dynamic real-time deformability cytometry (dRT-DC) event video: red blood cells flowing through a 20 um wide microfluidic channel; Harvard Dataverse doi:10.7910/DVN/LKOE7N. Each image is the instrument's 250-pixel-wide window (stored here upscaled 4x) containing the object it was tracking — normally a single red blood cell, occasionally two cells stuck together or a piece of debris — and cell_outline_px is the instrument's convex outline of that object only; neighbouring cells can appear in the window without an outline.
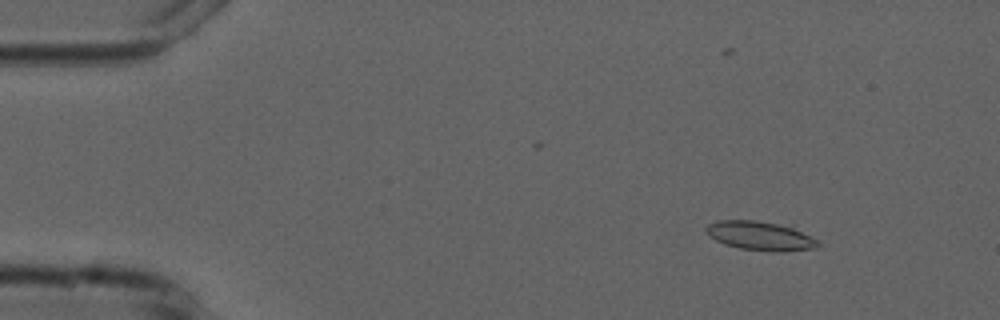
{"species": "common noctule bat (a hibernating species)", "species_latin": "Nyctalus noctula", "temperature_condition": "cold", "stored_images_in_passage": 13, "camera_frame_rate_fps": 3000, "um_per_image_px": 0.085, "animal": {"sex": "male", "forearm_length_mm": 52.5}, "frame": {"image": 1, "passage_image": 1, "time_ms": 0.0, "image_size_px": [1000, 320], "cell_outline_px": [[820, 244], [816, 248], [784, 252], [772, 252], [740, 248], [724, 244], [708, 236], [704, 228], [708, 224], [716, 220], [752, 220], [792, 224], [816, 240]], "centroid_in_image_um": [64.65, 20.03], "position_along_channel_um": 20.4, "area_um2": 19.48}}
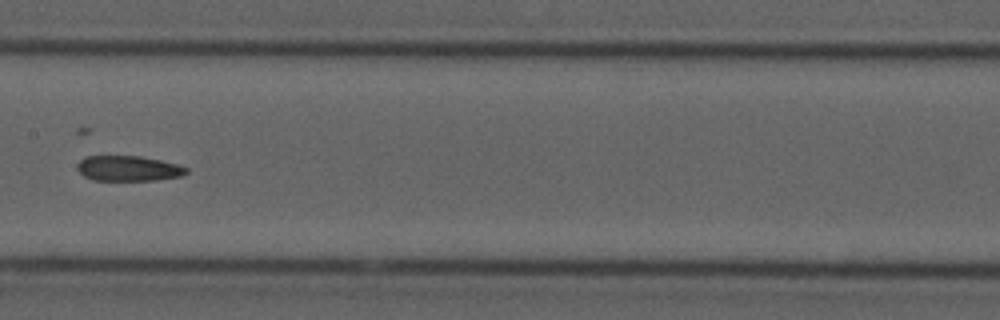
{"frame": {"image": 2, "passage_image": 6, "time_ms": 7.0, "image_size_px": [1000, 320], "cell_outline_px": [[188, 172], [180, 176], [152, 180], [92, 180], [84, 176], [76, 168], [76, 164], [84, 156], [140, 156], [180, 164], [188, 168]], "centroid_in_image_um": [10.89, 14.31], "position_along_channel_um": 196.5, "area_um2": 16.13}}
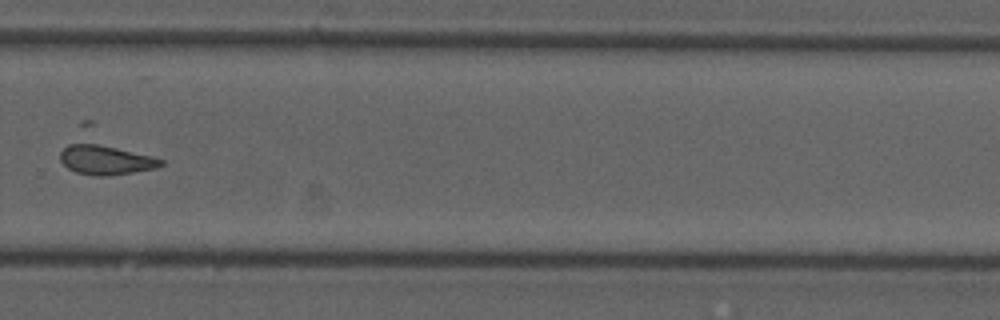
{"frame": {"image": 3, "passage_image": 9, "time_ms": 10.333, "image_size_px": [1000, 320], "cell_outline_px": [[164, 164], [156, 168], [132, 172], [104, 176], [92, 176], [76, 172], [68, 168], [60, 160], [60, 152], [68, 144], [80, 140], [88, 140], [152, 156], [164, 160]], "centroid_in_image_um": [8.93, 13.54], "position_along_channel_um": 320.9, "area_um2": 17.86}, "authors_computed_cell_mechanics": {"area_um2": 17.5134, "velocity_mm_per_s": 3.7508, "shape_relaxation_time_tau1_ms": null, "shape_relaxation_time_tau2_ms": 3.1249, "deformation_change_tau1": null, "deformation_change_tau2": 0.0865}}